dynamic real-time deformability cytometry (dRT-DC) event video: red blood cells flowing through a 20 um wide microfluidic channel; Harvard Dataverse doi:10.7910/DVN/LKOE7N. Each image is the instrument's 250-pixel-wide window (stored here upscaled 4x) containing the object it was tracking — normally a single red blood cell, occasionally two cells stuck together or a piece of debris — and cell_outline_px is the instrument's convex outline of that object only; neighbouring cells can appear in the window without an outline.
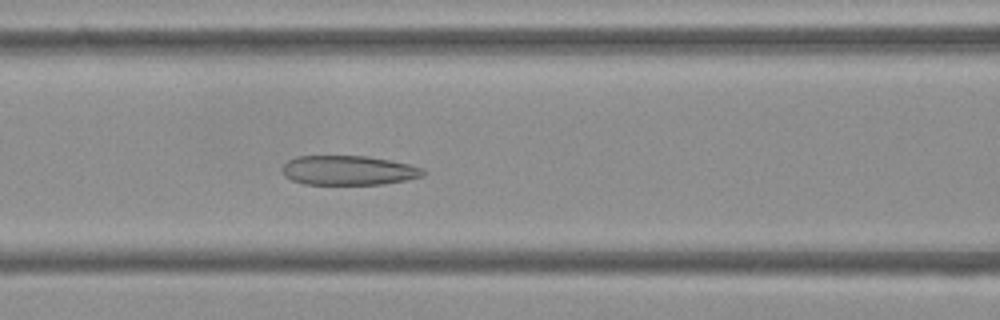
{"species": "Egyptian fruit bat (a non-hibernating species)", "species_latin": "Rousettus aegyptiacus", "temperature_condition": "cold", "stored_images_in_passage": 48, "camera_frame_rate_fps": 3000, "um_per_image_px": 0.085, "frame": {"image": 1, "passage_image": 22, "time_ms": 7.0, "image_size_px": [1000, 320], "cell_outline_px": [[424, 176], [384, 184], [304, 184], [292, 180], [284, 176], [280, 168], [288, 160], [296, 156], [368, 156], [408, 164], [420, 168], [424, 172]], "centroid_in_image_um": [29.55, 14.48], "position_along_channel_um": 137.0, "area_um2": 24.1}}
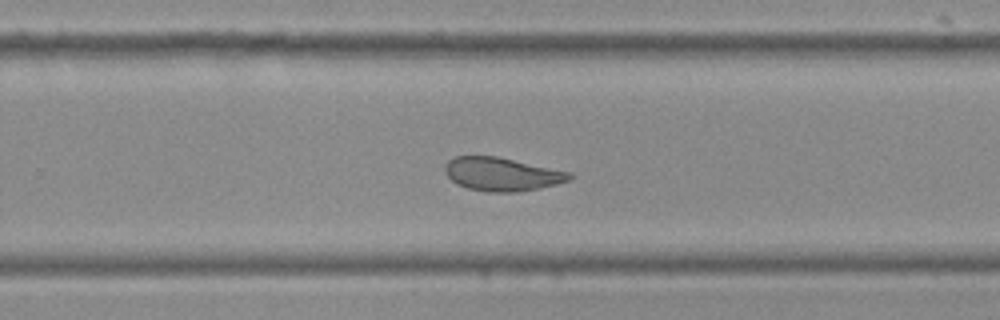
{"frame": {"image": 2, "passage_image": 34, "time_ms": 11.0, "image_size_px": [1000, 320], "cell_outline_px": [[572, 180], [540, 188], [516, 192], [488, 192], [468, 188], [456, 184], [444, 172], [444, 168], [448, 160], [456, 156], [496, 156], [572, 172]], "centroid_in_image_um": [42.67, 14.8], "position_along_channel_um": 287.1, "area_um2": 24.33}}
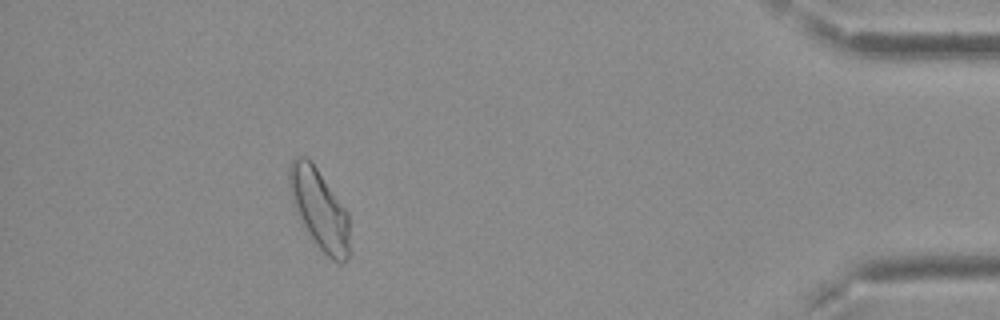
{"frame": {"image": 3, "passage_image": 48, "time_ms": 15.667, "image_size_px": [1000, 320], "cell_outline_px": [[348, 256], [340, 264], [332, 260], [320, 248], [300, 224], [292, 204], [288, 188], [288, 168], [292, 160], [296, 156], [308, 156], [348, 212]], "centroid_in_image_um": [27.08, 17.73], "position_along_channel_um": 408.1, "area_um2": 28.32}, "authors_computed_cell_mechanics": {"area_um2": 25.9233, "velocity_mm_per_s": 3.7611, "shape_relaxation_time_tau1_ms": null, "shape_relaxation_time_tau2_ms": 1.9263, "deformation_change_tau1": null, "deformation_change_tau2": 0.0891}}